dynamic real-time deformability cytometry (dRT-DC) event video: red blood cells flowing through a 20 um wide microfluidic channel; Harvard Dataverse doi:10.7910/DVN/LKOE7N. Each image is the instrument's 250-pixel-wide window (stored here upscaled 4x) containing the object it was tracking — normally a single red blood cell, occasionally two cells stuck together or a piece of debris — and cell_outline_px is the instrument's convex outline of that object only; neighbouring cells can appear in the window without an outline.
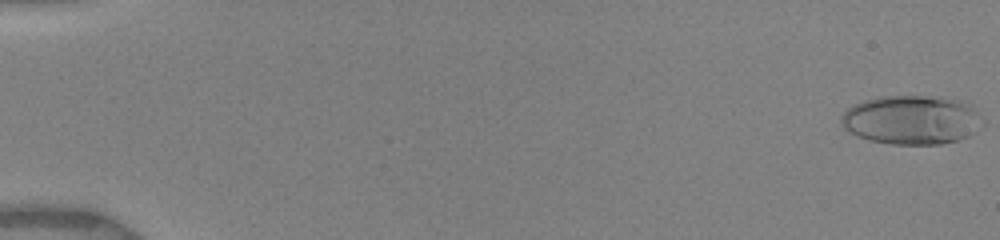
{"species": "human", "species_latin": "Homo sapiens", "temperature_condition": "warm", "stored_images_in_passage": 26, "camera_frame_rate_fps": 3000, "um_per_image_px": 0.085, "donor": {"sex": "female"}, "frame": {"image": 1, "passage_image": 1, "time_ms": 0.0, "image_size_px": [1000, 240], "cell_outline_px": [[976, 116], [968, 136], [956, 140], [940, 144], [892, 144], [868, 140], [856, 136], [844, 128], [840, 120], [844, 112], [848, 108], [864, 100], [880, 96], [924, 96], [960, 100], [972, 104], [976, 112]], "centroid_in_image_um": [77.34, 10.18], "position_along_channel_um": 7.7, "area_um2": 39.36}}
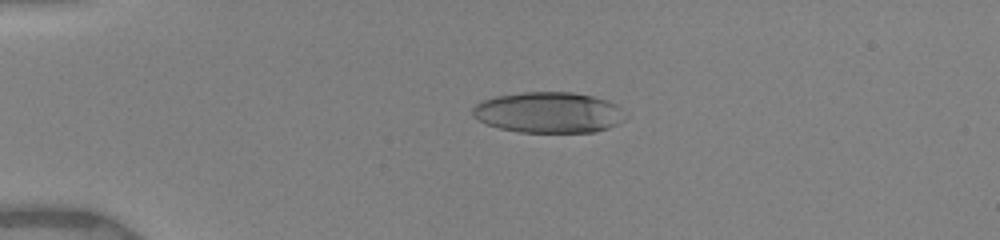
{"frame": {"image": 2, "passage_image": 18, "time_ms": 4.0, "image_size_px": [1000, 240], "cell_outline_px": [[624, 120], [608, 128], [596, 132], [520, 132], [500, 128], [476, 120], [472, 116], [472, 108], [476, 104], [484, 100], [496, 96], [524, 92], [572, 92], [592, 96], [608, 100], [616, 104], [620, 108]], "centroid_in_image_um": [46.61, 9.56], "position_along_channel_um": 38.4, "area_um2": 36.24}}